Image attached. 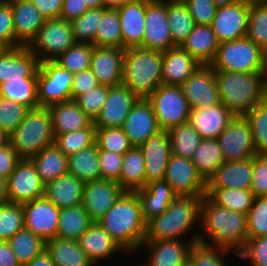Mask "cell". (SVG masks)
<instances>
[{"label":"cell","mask_w":267,"mask_h":266,"mask_svg":"<svg viewBox=\"0 0 267 266\" xmlns=\"http://www.w3.org/2000/svg\"><path fill=\"white\" fill-rule=\"evenodd\" d=\"M264 74H267V49L263 53Z\"/></svg>","instance_id":"cell-75"},{"label":"cell","mask_w":267,"mask_h":266,"mask_svg":"<svg viewBox=\"0 0 267 266\" xmlns=\"http://www.w3.org/2000/svg\"><path fill=\"white\" fill-rule=\"evenodd\" d=\"M52 116L48 107L31 108L9 135V143L21 159H31L43 148L54 144Z\"/></svg>","instance_id":"cell-6"},{"label":"cell","mask_w":267,"mask_h":266,"mask_svg":"<svg viewBox=\"0 0 267 266\" xmlns=\"http://www.w3.org/2000/svg\"><path fill=\"white\" fill-rule=\"evenodd\" d=\"M93 44L75 43L54 61L61 67L75 74L91 66Z\"/></svg>","instance_id":"cell-50"},{"label":"cell","mask_w":267,"mask_h":266,"mask_svg":"<svg viewBox=\"0 0 267 266\" xmlns=\"http://www.w3.org/2000/svg\"><path fill=\"white\" fill-rule=\"evenodd\" d=\"M101 178L118 182L122 169L123 155L98 150Z\"/></svg>","instance_id":"cell-62"},{"label":"cell","mask_w":267,"mask_h":266,"mask_svg":"<svg viewBox=\"0 0 267 266\" xmlns=\"http://www.w3.org/2000/svg\"><path fill=\"white\" fill-rule=\"evenodd\" d=\"M218 141L225 162L243 160L256 154L252 130L245 116H234Z\"/></svg>","instance_id":"cell-15"},{"label":"cell","mask_w":267,"mask_h":266,"mask_svg":"<svg viewBox=\"0 0 267 266\" xmlns=\"http://www.w3.org/2000/svg\"><path fill=\"white\" fill-rule=\"evenodd\" d=\"M8 243L21 266L27 265L45 250V241L26 228L19 230Z\"/></svg>","instance_id":"cell-43"},{"label":"cell","mask_w":267,"mask_h":266,"mask_svg":"<svg viewBox=\"0 0 267 266\" xmlns=\"http://www.w3.org/2000/svg\"><path fill=\"white\" fill-rule=\"evenodd\" d=\"M201 201L202 196H176L165 212L146 223L144 241L188 239L191 229L200 226Z\"/></svg>","instance_id":"cell-3"},{"label":"cell","mask_w":267,"mask_h":266,"mask_svg":"<svg viewBox=\"0 0 267 266\" xmlns=\"http://www.w3.org/2000/svg\"><path fill=\"white\" fill-rule=\"evenodd\" d=\"M45 250L56 266H94L76 240L55 237L45 242Z\"/></svg>","instance_id":"cell-35"},{"label":"cell","mask_w":267,"mask_h":266,"mask_svg":"<svg viewBox=\"0 0 267 266\" xmlns=\"http://www.w3.org/2000/svg\"><path fill=\"white\" fill-rule=\"evenodd\" d=\"M77 241L94 266L109 260L117 252L126 254L98 222H93Z\"/></svg>","instance_id":"cell-28"},{"label":"cell","mask_w":267,"mask_h":266,"mask_svg":"<svg viewBox=\"0 0 267 266\" xmlns=\"http://www.w3.org/2000/svg\"><path fill=\"white\" fill-rule=\"evenodd\" d=\"M192 108H205L220 104V96L215 79V70L210 65H200L181 85Z\"/></svg>","instance_id":"cell-18"},{"label":"cell","mask_w":267,"mask_h":266,"mask_svg":"<svg viewBox=\"0 0 267 266\" xmlns=\"http://www.w3.org/2000/svg\"><path fill=\"white\" fill-rule=\"evenodd\" d=\"M147 0H128L117 8L122 29L123 49L139 47L144 37Z\"/></svg>","instance_id":"cell-27"},{"label":"cell","mask_w":267,"mask_h":266,"mask_svg":"<svg viewBox=\"0 0 267 266\" xmlns=\"http://www.w3.org/2000/svg\"><path fill=\"white\" fill-rule=\"evenodd\" d=\"M237 257L247 259L249 266H267V235L248 239Z\"/></svg>","instance_id":"cell-58"},{"label":"cell","mask_w":267,"mask_h":266,"mask_svg":"<svg viewBox=\"0 0 267 266\" xmlns=\"http://www.w3.org/2000/svg\"><path fill=\"white\" fill-rule=\"evenodd\" d=\"M195 25H211L217 7L212 0H183Z\"/></svg>","instance_id":"cell-61"},{"label":"cell","mask_w":267,"mask_h":266,"mask_svg":"<svg viewBox=\"0 0 267 266\" xmlns=\"http://www.w3.org/2000/svg\"><path fill=\"white\" fill-rule=\"evenodd\" d=\"M100 85L91 69L83 70L74 74L71 100Z\"/></svg>","instance_id":"cell-63"},{"label":"cell","mask_w":267,"mask_h":266,"mask_svg":"<svg viewBox=\"0 0 267 266\" xmlns=\"http://www.w3.org/2000/svg\"><path fill=\"white\" fill-rule=\"evenodd\" d=\"M48 109L55 136L88 127L93 122L74 100L54 104Z\"/></svg>","instance_id":"cell-34"},{"label":"cell","mask_w":267,"mask_h":266,"mask_svg":"<svg viewBox=\"0 0 267 266\" xmlns=\"http://www.w3.org/2000/svg\"><path fill=\"white\" fill-rule=\"evenodd\" d=\"M199 228L198 242L229 250L236 256L248 241L247 215L219 206L207 195L202 196Z\"/></svg>","instance_id":"cell-1"},{"label":"cell","mask_w":267,"mask_h":266,"mask_svg":"<svg viewBox=\"0 0 267 266\" xmlns=\"http://www.w3.org/2000/svg\"><path fill=\"white\" fill-rule=\"evenodd\" d=\"M8 1L11 3L13 13L15 47H28L45 24L46 18L30 0Z\"/></svg>","instance_id":"cell-25"},{"label":"cell","mask_w":267,"mask_h":266,"mask_svg":"<svg viewBox=\"0 0 267 266\" xmlns=\"http://www.w3.org/2000/svg\"><path fill=\"white\" fill-rule=\"evenodd\" d=\"M145 159V185L164 180L172 149L167 130H159L140 147Z\"/></svg>","instance_id":"cell-21"},{"label":"cell","mask_w":267,"mask_h":266,"mask_svg":"<svg viewBox=\"0 0 267 266\" xmlns=\"http://www.w3.org/2000/svg\"><path fill=\"white\" fill-rule=\"evenodd\" d=\"M262 102L267 105V74H264L262 80Z\"/></svg>","instance_id":"cell-71"},{"label":"cell","mask_w":267,"mask_h":266,"mask_svg":"<svg viewBox=\"0 0 267 266\" xmlns=\"http://www.w3.org/2000/svg\"><path fill=\"white\" fill-rule=\"evenodd\" d=\"M9 144V134L4 130L0 129V148Z\"/></svg>","instance_id":"cell-72"},{"label":"cell","mask_w":267,"mask_h":266,"mask_svg":"<svg viewBox=\"0 0 267 266\" xmlns=\"http://www.w3.org/2000/svg\"><path fill=\"white\" fill-rule=\"evenodd\" d=\"M253 175V157L223 162L206 182V188L250 189Z\"/></svg>","instance_id":"cell-29"},{"label":"cell","mask_w":267,"mask_h":266,"mask_svg":"<svg viewBox=\"0 0 267 266\" xmlns=\"http://www.w3.org/2000/svg\"><path fill=\"white\" fill-rule=\"evenodd\" d=\"M9 202L25 204L45 195L35 164L31 159H21L6 180Z\"/></svg>","instance_id":"cell-12"},{"label":"cell","mask_w":267,"mask_h":266,"mask_svg":"<svg viewBox=\"0 0 267 266\" xmlns=\"http://www.w3.org/2000/svg\"><path fill=\"white\" fill-rule=\"evenodd\" d=\"M206 195L219 206L245 215L255 198L250 189L235 188H206Z\"/></svg>","instance_id":"cell-42"},{"label":"cell","mask_w":267,"mask_h":266,"mask_svg":"<svg viewBox=\"0 0 267 266\" xmlns=\"http://www.w3.org/2000/svg\"><path fill=\"white\" fill-rule=\"evenodd\" d=\"M160 129L169 130L173 126L187 122L191 107L181 86L162 84L148 97Z\"/></svg>","instance_id":"cell-8"},{"label":"cell","mask_w":267,"mask_h":266,"mask_svg":"<svg viewBox=\"0 0 267 266\" xmlns=\"http://www.w3.org/2000/svg\"><path fill=\"white\" fill-rule=\"evenodd\" d=\"M175 46L167 19V0H147L144 37L139 47L164 52Z\"/></svg>","instance_id":"cell-13"},{"label":"cell","mask_w":267,"mask_h":266,"mask_svg":"<svg viewBox=\"0 0 267 266\" xmlns=\"http://www.w3.org/2000/svg\"><path fill=\"white\" fill-rule=\"evenodd\" d=\"M89 10L85 0H63L60 18L66 21L79 18Z\"/></svg>","instance_id":"cell-65"},{"label":"cell","mask_w":267,"mask_h":266,"mask_svg":"<svg viewBox=\"0 0 267 266\" xmlns=\"http://www.w3.org/2000/svg\"><path fill=\"white\" fill-rule=\"evenodd\" d=\"M128 0H102L104 8L117 9Z\"/></svg>","instance_id":"cell-69"},{"label":"cell","mask_w":267,"mask_h":266,"mask_svg":"<svg viewBox=\"0 0 267 266\" xmlns=\"http://www.w3.org/2000/svg\"><path fill=\"white\" fill-rule=\"evenodd\" d=\"M167 19L176 46H181L195 23L183 0H167Z\"/></svg>","instance_id":"cell-41"},{"label":"cell","mask_w":267,"mask_h":266,"mask_svg":"<svg viewBox=\"0 0 267 266\" xmlns=\"http://www.w3.org/2000/svg\"><path fill=\"white\" fill-rule=\"evenodd\" d=\"M24 228L30 230L45 242L57 235L60 209L45 195L22 204Z\"/></svg>","instance_id":"cell-17"},{"label":"cell","mask_w":267,"mask_h":266,"mask_svg":"<svg viewBox=\"0 0 267 266\" xmlns=\"http://www.w3.org/2000/svg\"><path fill=\"white\" fill-rule=\"evenodd\" d=\"M39 60L27 46L0 52V84L6 80L37 79Z\"/></svg>","instance_id":"cell-22"},{"label":"cell","mask_w":267,"mask_h":266,"mask_svg":"<svg viewBox=\"0 0 267 266\" xmlns=\"http://www.w3.org/2000/svg\"><path fill=\"white\" fill-rule=\"evenodd\" d=\"M24 228L22 204L6 202L0 205V241H8Z\"/></svg>","instance_id":"cell-52"},{"label":"cell","mask_w":267,"mask_h":266,"mask_svg":"<svg viewBox=\"0 0 267 266\" xmlns=\"http://www.w3.org/2000/svg\"><path fill=\"white\" fill-rule=\"evenodd\" d=\"M104 7L87 10L79 18L69 21L76 43H88L95 46L98 27L103 19Z\"/></svg>","instance_id":"cell-47"},{"label":"cell","mask_w":267,"mask_h":266,"mask_svg":"<svg viewBox=\"0 0 267 266\" xmlns=\"http://www.w3.org/2000/svg\"><path fill=\"white\" fill-rule=\"evenodd\" d=\"M109 87L110 86L106 85H98L74 100L92 121L96 119L103 108L107 99Z\"/></svg>","instance_id":"cell-57"},{"label":"cell","mask_w":267,"mask_h":266,"mask_svg":"<svg viewBox=\"0 0 267 266\" xmlns=\"http://www.w3.org/2000/svg\"><path fill=\"white\" fill-rule=\"evenodd\" d=\"M97 222L126 255L138 253L145 239L146 222L135 192H125Z\"/></svg>","instance_id":"cell-2"},{"label":"cell","mask_w":267,"mask_h":266,"mask_svg":"<svg viewBox=\"0 0 267 266\" xmlns=\"http://www.w3.org/2000/svg\"><path fill=\"white\" fill-rule=\"evenodd\" d=\"M44 185L68 173V157L54 144L31 158Z\"/></svg>","instance_id":"cell-36"},{"label":"cell","mask_w":267,"mask_h":266,"mask_svg":"<svg viewBox=\"0 0 267 266\" xmlns=\"http://www.w3.org/2000/svg\"><path fill=\"white\" fill-rule=\"evenodd\" d=\"M20 160L10 143L0 148V178L7 180Z\"/></svg>","instance_id":"cell-64"},{"label":"cell","mask_w":267,"mask_h":266,"mask_svg":"<svg viewBox=\"0 0 267 266\" xmlns=\"http://www.w3.org/2000/svg\"><path fill=\"white\" fill-rule=\"evenodd\" d=\"M28 110L27 106L0 96V129L10 135L23 121Z\"/></svg>","instance_id":"cell-56"},{"label":"cell","mask_w":267,"mask_h":266,"mask_svg":"<svg viewBox=\"0 0 267 266\" xmlns=\"http://www.w3.org/2000/svg\"><path fill=\"white\" fill-rule=\"evenodd\" d=\"M74 74L55 61L40 62L37 72L39 107L71 100Z\"/></svg>","instance_id":"cell-9"},{"label":"cell","mask_w":267,"mask_h":266,"mask_svg":"<svg viewBox=\"0 0 267 266\" xmlns=\"http://www.w3.org/2000/svg\"><path fill=\"white\" fill-rule=\"evenodd\" d=\"M250 190L254 197H267V154L253 156V175Z\"/></svg>","instance_id":"cell-59"},{"label":"cell","mask_w":267,"mask_h":266,"mask_svg":"<svg viewBox=\"0 0 267 266\" xmlns=\"http://www.w3.org/2000/svg\"><path fill=\"white\" fill-rule=\"evenodd\" d=\"M0 266H21L8 241H0Z\"/></svg>","instance_id":"cell-67"},{"label":"cell","mask_w":267,"mask_h":266,"mask_svg":"<svg viewBox=\"0 0 267 266\" xmlns=\"http://www.w3.org/2000/svg\"><path fill=\"white\" fill-rule=\"evenodd\" d=\"M68 173L84 183L102 179L96 142L68 157Z\"/></svg>","instance_id":"cell-38"},{"label":"cell","mask_w":267,"mask_h":266,"mask_svg":"<svg viewBox=\"0 0 267 266\" xmlns=\"http://www.w3.org/2000/svg\"><path fill=\"white\" fill-rule=\"evenodd\" d=\"M25 266H56L46 250L42 251Z\"/></svg>","instance_id":"cell-68"},{"label":"cell","mask_w":267,"mask_h":266,"mask_svg":"<svg viewBox=\"0 0 267 266\" xmlns=\"http://www.w3.org/2000/svg\"><path fill=\"white\" fill-rule=\"evenodd\" d=\"M230 252L223 248L196 242L191 246L188 263L191 266H226L227 263L223 258Z\"/></svg>","instance_id":"cell-54"},{"label":"cell","mask_w":267,"mask_h":266,"mask_svg":"<svg viewBox=\"0 0 267 266\" xmlns=\"http://www.w3.org/2000/svg\"><path fill=\"white\" fill-rule=\"evenodd\" d=\"M163 52L142 47L124 49L123 81L138 98H147L162 85Z\"/></svg>","instance_id":"cell-4"},{"label":"cell","mask_w":267,"mask_h":266,"mask_svg":"<svg viewBox=\"0 0 267 266\" xmlns=\"http://www.w3.org/2000/svg\"><path fill=\"white\" fill-rule=\"evenodd\" d=\"M36 9L48 19L60 18L63 0H30Z\"/></svg>","instance_id":"cell-66"},{"label":"cell","mask_w":267,"mask_h":266,"mask_svg":"<svg viewBox=\"0 0 267 266\" xmlns=\"http://www.w3.org/2000/svg\"><path fill=\"white\" fill-rule=\"evenodd\" d=\"M0 44L5 48L15 47L13 13L8 0H0Z\"/></svg>","instance_id":"cell-60"},{"label":"cell","mask_w":267,"mask_h":266,"mask_svg":"<svg viewBox=\"0 0 267 266\" xmlns=\"http://www.w3.org/2000/svg\"><path fill=\"white\" fill-rule=\"evenodd\" d=\"M248 239L267 235V197H255L247 214Z\"/></svg>","instance_id":"cell-55"},{"label":"cell","mask_w":267,"mask_h":266,"mask_svg":"<svg viewBox=\"0 0 267 266\" xmlns=\"http://www.w3.org/2000/svg\"><path fill=\"white\" fill-rule=\"evenodd\" d=\"M84 182L66 173L45 185V196L59 209L81 205Z\"/></svg>","instance_id":"cell-32"},{"label":"cell","mask_w":267,"mask_h":266,"mask_svg":"<svg viewBox=\"0 0 267 266\" xmlns=\"http://www.w3.org/2000/svg\"><path fill=\"white\" fill-rule=\"evenodd\" d=\"M58 222L56 237L76 241L93 223L82 204L60 209Z\"/></svg>","instance_id":"cell-40"},{"label":"cell","mask_w":267,"mask_h":266,"mask_svg":"<svg viewBox=\"0 0 267 266\" xmlns=\"http://www.w3.org/2000/svg\"><path fill=\"white\" fill-rule=\"evenodd\" d=\"M198 63L210 65L214 60L219 42L211 25H195L181 45Z\"/></svg>","instance_id":"cell-33"},{"label":"cell","mask_w":267,"mask_h":266,"mask_svg":"<svg viewBox=\"0 0 267 266\" xmlns=\"http://www.w3.org/2000/svg\"><path fill=\"white\" fill-rule=\"evenodd\" d=\"M263 76L264 73L215 70L220 102L235 116H244L262 102Z\"/></svg>","instance_id":"cell-5"},{"label":"cell","mask_w":267,"mask_h":266,"mask_svg":"<svg viewBox=\"0 0 267 266\" xmlns=\"http://www.w3.org/2000/svg\"><path fill=\"white\" fill-rule=\"evenodd\" d=\"M168 131L172 154L192 158L202 138L188 123L171 127Z\"/></svg>","instance_id":"cell-45"},{"label":"cell","mask_w":267,"mask_h":266,"mask_svg":"<svg viewBox=\"0 0 267 266\" xmlns=\"http://www.w3.org/2000/svg\"><path fill=\"white\" fill-rule=\"evenodd\" d=\"M96 127L93 122L85 128L58 134L55 136V145L67 157L95 143Z\"/></svg>","instance_id":"cell-49"},{"label":"cell","mask_w":267,"mask_h":266,"mask_svg":"<svg viewBox=\"0 0 267 266\" xmlns=\"http://www.w3.org/2000/svg\"><path fill=\"white\" fill-rule=\"evenodd\" d=\"M138 99L123 83L110 86L103 108L93 124L96 128L121 127Z\"/></svg>","instance_id":"cell-20"},{"label":"cell","mask_w":267,"mask_h":266,"mask_svg":"<svg viewBox=\"0 0 267 266\" xmlns=\"http://www.w3.org/2000/svg\"><path fill=\"white\" fill-rule=\"evenodd\" d=\"M89 9L103 7L102 0H85Z\"/></svg>","instance_id":"cell-73"},{"label":"cell","mask_w":267,"mask_h":266,"mask_svg":"<svg viewBox=\"0 0 267 266\" xmlns=\"http://www.w3.org/2000/svg\"><path fill=\"white\" fill-rule=\"evenodd\" d=\"M217 8L234 4L238 0H212Z\"/></svg>","instance_id":"cell-74"},{"label":"cell","mask_w":267,"mask_h":266,"mask_svg":"<svg viewBox=\"0 0 267 266\" xmlns=\"http://www.w3.org/2000/svg\"><path fill=\"white\" fill-rule=\"evenodd\" d=\"M164 180L170 184L177 196L206 195V182L197 173L196 167L190 158L172 154Z\"/></svg>","instance_id":"cell-16"},{"label":"cell","mask_w":267,"mask_h":266,"mask_svg":"<svg viewBox=\"0 0 267 266\" xmlns=\"http://www.w3.org/2000/svg\"><path fill=\"white\" fill-rule=\"evenodd\" d=\"M246 37L262 51L267 49V0H250Z\"/></svg>","instance_id":"cell-46"},{"label":"cell","mask_w":267,"mask_h":266,"mask_svg":"<svg viewBox=\"0 0 267 266\" xmlns=\"http://www.w3.org/2000/svg\"><path fill=\"white\" fill-rule=\"evenodd\" d=\"M124 49L93 46L90 69L100 85L115 86L123 81Z\"/></svg>","instance_id":"cell-26"},{"label":"cell","mask_w":267,"mask_h":266,"mask_svg":"<svg viewBox=\"0 0 267 266\" xmlns=\"http://www.w3.org/2000/svg\"><path fill=\"white\" fill-rule=\"evenodd\" d=\"M263 53L247 37L219 43L214 60L210 66L214 70L264 73Z\"/></svg>","instance_id":"cell-7"},{"label":"cell","mask_w":267,"mask_h":266,"mask_svg":"<svg viewBox=\"0 0 267 266\" xmlns=\"http://www.w3.org/2000/svg\"><path fill=\"white\" fill-rule=\"evenodd\" d=\"M234 114L222 103L205 108H192L187 122L202 139H218Z\"/></svg>","instance_id":"cell-24"},{"label":"cell","mask_w":267,"mask_h":266,"mask_svg":"<svg viewBox=\"0 0 267 266\" xmlns=\"http://www.w3.org/2000/svg\"><path fill=\"white\" fill-rule=\"evenodd\" d=\"M191 160L197 173L207 182L225 162L218 139H202Z\"/></svg>","instance_id":"cell-39"},{"label":"cell","mask_w":267,"mask_h":266,"mask_svg":"<svg viewBox=\"0 0 267 266\" xmlns=\"http://www.w3.org/2000/svg\"><path fill=\"white\" fill-rule=\"evenodd\" d=\"M95 46L123 49L122 29L117 9L104 8L103 19L96 34Z\"/></svg>","instance_id":"cell-48"},{"label":"cell","mask_w":267,"mask_h":266,"mask_svg":"<svg viewBox=\"0 0 267 266\" xmlns=\"http://www.w3.org/2000/svg\"><path fill=\"white\" fill-rule=\"evenodd\" d=\"M196 230L188 240L143 241L138 252L147 251L148 260L141 266H185L191 246L198 242L200 230Z\"/></svg>","instance_id":"cell-11"},{"label":"cell","mask_w":267,"mask_h":266,"mask_svg":"<svg viewBox=\"0 0 267 266\" xmlns=\"http://www.w3.org/2000/svg\"><path fill=\"white\" fill-rule=\"evenodd\" d=\"M118 183L126 192H136L145 187V159L139 147H132L123 154Z\"/></svg>","instance_id":"cell-37"},{"label":"cell","mask_w":267,"mask_h":266,"mask_svg":"<svg viewBox=\"0 0 267 266\" xmlns=\"http://www.w3.org/2000/svg\"><path fill=\"white\" fill-rule=\"evenodd\" d=\"M5 47L0 44V52L4 49Z\"/></svg>","instance_id":"cell-76"},{"label":"cell","mask_w":267,"mask_h":266,"mask_svg":"<svg viewBox=\"0 0 267 266\" xmlns=\"http://www.w3.org/2000/svg\"><path fill=\"white\" fill-rule=\"evenodd\" d=\"M201 64L181 46L163 52L162 84L181 86Z\"/></svg>","instance_id":"cell-30"},{"label":"cell","mask_w":267,"mask_h":266,"mask_svg":"<svg viewBox=\"0 0 267 266\" xmlns=\"http://www.w3.org/2000/svg\"><path fill=\"white\" fill-rule=\"evenodd\" d=\"M118 182L100 179L84 184L82 205L93 222H97L125 193Z\"/></svg>","instance_id":"cell-19"},{"label":"cell","mask_w":267,"mask_h":266,"mask_svg":"<svg viewBox=\"0 0 267 266\" xmlns=\"http://www.w3.org/2000/svg\"><path fill=\"white\" fill-rule=\"evenodd\" d=\"M135 193L139 198L142 216L146 223L165 212L177 196L165 180L146 184L144 188L137 190Z\"/></svg>","instance_id":"cell-31"},{"label":"cell","mask_w":267,"mask_h":266,"mask_svg":"<svg viewBox=\"0 0 267 266\" xmlns=\"http://www.w3.org/2000/svg\"><path fill=\"white\" fill-rule=\"evenodd\" d=\"M95 142L98 150L125 154L133 146L121 127L96 128Z\"/></svg>","instance_id":"cell-53"},{"label":"cell","mask_w":267,"mask_h":266,"mask_svg":"<svg viewBox=\"0 0 267 266\" xmlns=\"http://www.w3.org/2000/svg\"><path fill=\"white\" fill-rule=\"evenodd\" d=\"M121 128L133 147H140L150 136L161 130L147 98L137 100Z\"/></svg>","instance_id":"cell-23"},{"label":"cell","mask_w":267,"mask_h":266,"mask_svg":"<svg viewBox=\"0 0 267 266\" xmlns=\"http://www.w3.org/2000/svg\"><path fill=\"white\" fill-rule=\"evenodd\" d=\"M0 96L27 106L39 107L37 79L6 80L0 84Z\"/></svg>","instance_id":"cell-44"},{"label":"cell","mask_w":267,"mask_h":266,"mask_svg":"<svg viewBox=\"0 0 267 266\" xmlns=\"http://www.w3.org/2000/svg\"><path fill=\"white\" fill-rule=\"evenodd\" d=\"M69 21L48 19L28 46L39 62L54 61L75 44Z\"/></svg>","instance_id":"cell-10"},{"label":"cell","mask_w":267,"mask_h":266,"mask_svg":"<svg viewBox=\"0 0 267 266\" xmlns=\"http://www.w3.org/2000/svg\"><path fill=\"white\" fill-rule=\"evenodd\" d=\"M249 10L250 0H238L234 4L217 8L211 28L219 43L246 37Z\"/></svg>","instance_id":"cell-14"},{"label":"cell","mask_w":267,"mask_h":266,"mask_svg":"<svg viewBox=\"0 0 267 266\" xmlns=\"http://www.w3.org/2000/svg\"><path fill=\"white\" fill-rule=\"evenodd\" d=\"M244 116L252 130L256 153L267 154V105L260 102Z\"/></svg>","instance_id":"cell-51"},{"label":"cell","mask_w":267,"mask_h":266,"mask_svg":"<svg viewBox=\"0 0 267 266\" xmlns=\"http://www.w3.org/2000/svg\"><path fill=\"white\" fill-rule=\"evenodd\" d=\"M8 201L6 180L0 178V205Z\"/></svg>","instance_id":"cell-70"}]
</instances>
